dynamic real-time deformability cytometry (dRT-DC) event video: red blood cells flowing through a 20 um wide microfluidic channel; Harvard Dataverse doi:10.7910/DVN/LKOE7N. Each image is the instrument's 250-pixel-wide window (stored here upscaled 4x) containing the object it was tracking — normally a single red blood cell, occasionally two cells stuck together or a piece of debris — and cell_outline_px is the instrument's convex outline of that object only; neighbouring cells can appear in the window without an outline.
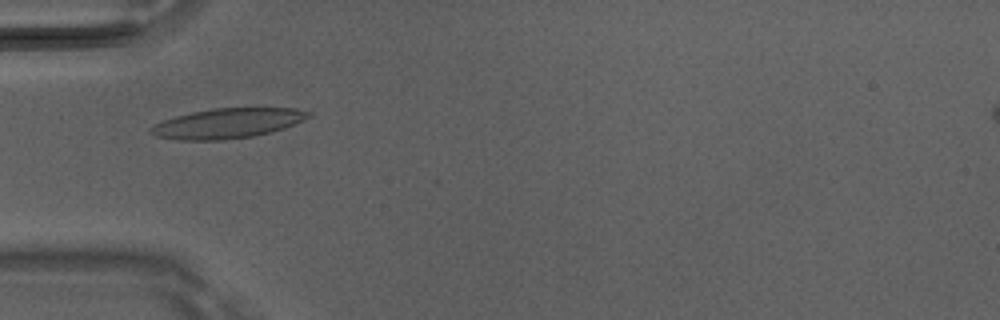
{"species": "Egyptian fruit bat (a non-hibernating species)", "species_latin": "Rousettus aegyptiacus", "temperature_condition": "room temperature", "stored_images_in_passage": 1, "camera_frame_rate_fps": 3000, "um_per_image_px": 0.085, "animal": {"sex": "male"}, "frame": {"image": 1, "passage_image": 1, "time_ms": 0.0, "image_size_px": [1000, 320], "cell_outline_px": [[312, 116], [284, 128], [252, 136], [224, 140], [180, 140], [156, 136], [148, 132], [148, 128], [152, 124], [176, 116], [192, 112], [212, 108], [296, 108], [312, 112]], "centroid_in_image_um": [19.31, 10.48], "position_along_channel_um": 65.7, "area_um2": 27.51}}